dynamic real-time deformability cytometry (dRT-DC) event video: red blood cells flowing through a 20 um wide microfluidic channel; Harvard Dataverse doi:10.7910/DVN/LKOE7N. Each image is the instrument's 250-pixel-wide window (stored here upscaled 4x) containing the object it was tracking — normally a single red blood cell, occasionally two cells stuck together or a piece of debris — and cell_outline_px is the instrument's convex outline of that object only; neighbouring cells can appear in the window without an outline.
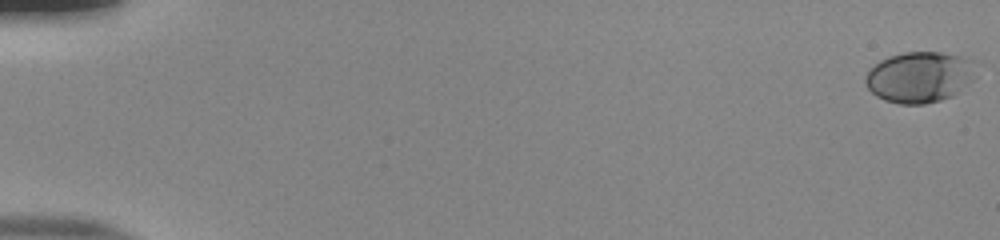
{"species": "human", "species_latin": "Homo sapiens", "temperature_condition": "room temperature", "stored_images_in_passage": 54, "camera_frame_rate_fps": 3000, "um_per_image_px": 0.085, "donor": {"sex": "male"}, "frame": {"image": 1, "passage_image": 1, "time_ms": 0.0, "image_size_px": [1000, 240], "cell_outline_px": [[980, 60], [972, 80], [968, 84], [952, 96], [940, 100], [924, 104], [900, 104], [884, 100], [876, 96], [864, 84], [864, 76], [868, 68], [880, 60], [888, 56], [904, 52], [940, 52]], "centroid_in_image_um": [78.17, 6.53], "position_along_channel_um": 6.8, "area_um2": 33.47}}
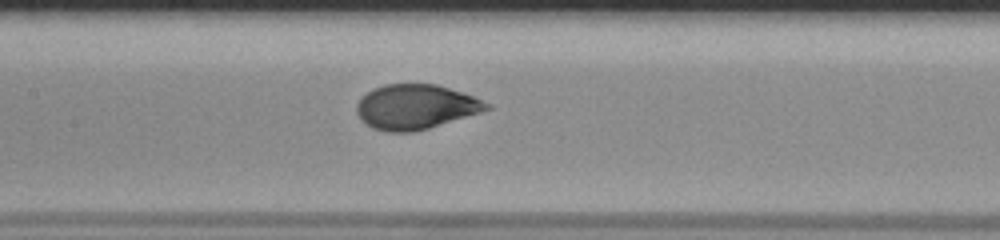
{"frame": {"image": 2, "passage_image": 28, "time_ms": 9.0, "image_size_px": [1000, 240], "cell_outline_px": [[492, 108], [480, 112], [428, 128], [412, 132], [384, 132], [372, 128], [360, 120], [356, 112], [356, 104], [372, 88], [384, 84], [436, 84], [472, 96], [492, 104]], "centroid_in_image_um": [35.29, 9.09], "position_along_channel_um": 172.1, "area_um2": 33.76}}
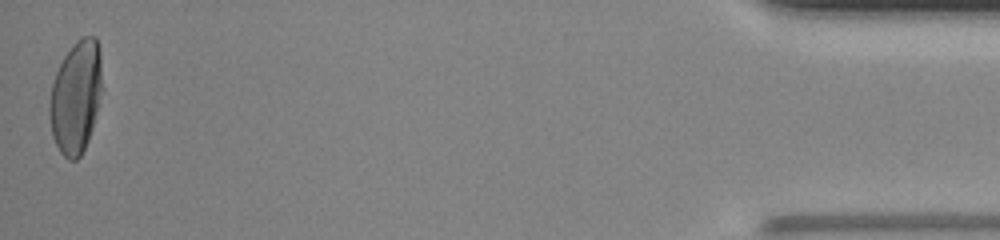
{"frame": {"image": 3, "passage_image": 54, "time_ms": 17.667, "image_size_px": [1000, 240], "cell_outline_px": [[100, 92], [92, 128], [88, 140], [80, 156], [76, 160], [68, 160], [60, 152], [52, 136], [48, 116], [48, 104], [52, 84], [56, 72], [64, 56], [72, 44], [76, 40], [84, 36], [96, 36], [100, 48]], "centroid_in_image_um": [6.41, 8.24], "position_along_channel_um": 428.8, "area_um2": 34.28}, "authors_computed_cell_mechanics": {"area_um2": 33.2928, "velocity_mm_per_s": 3.9112, "shape_relaxation_time_tau1_ms": 4.5671, "shape_relaxation_time_tau2_ms": null, "deformation_change_tau1": 0.2059, "deformation_change_tau2": null}}